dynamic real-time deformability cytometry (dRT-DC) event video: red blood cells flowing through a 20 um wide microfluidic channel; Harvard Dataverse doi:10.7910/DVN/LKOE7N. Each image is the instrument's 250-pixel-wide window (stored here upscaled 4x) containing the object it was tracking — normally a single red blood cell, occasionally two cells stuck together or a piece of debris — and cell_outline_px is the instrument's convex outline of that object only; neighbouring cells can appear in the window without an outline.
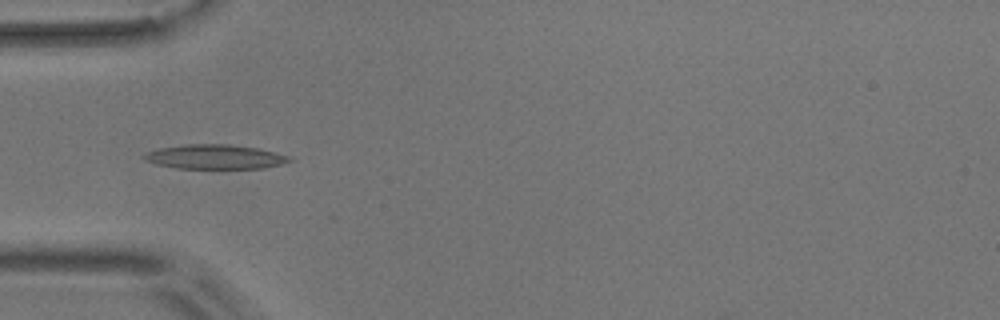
{"species": "common noctule bat (a hibernating species)", "species_latin": "Nyctalus noctula", "temperature_condition": "room temperature", "stored_images_in_passage": 6, "camera_frame_rate_fps": 3000, "um_per_image_px": 0.085, "animal": {"sex": "male", "body_mass_g": 17.9}, "frame": {"image": 1, "passage_image": 5, "time_ms": 4.667, "image_size_px": [1000, 320], "cell_outline_px": [[292, 160], [280, 164], [264, 168], [176, 168], [156, 164], [144, 160], [140, 156], [148, 152], [160, 148], [184, 144], [228, 144], [256, 148], [276, 152], [288, 156]], "centroid_in_image_um": [18.23, 13.32], "position_along_channel_um": 66.8, "area_um2": 20.52}}
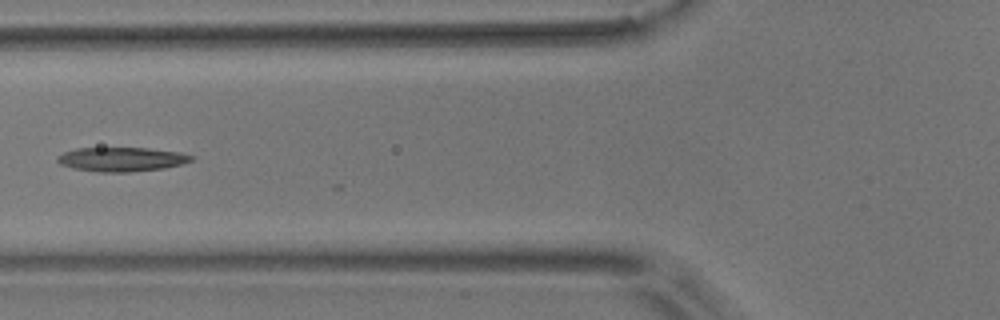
{"frame": {"image": 2, "passage_image": 6, "time_ms": 6.0, "image_size_px": [1000, 320], "cell_outline_px": [[196, 156], [192, 160], [180, 164], [164, 168], [128, 172], [96, 172], [72, 168], [60, 164], [56, 160], [56, 156], [64, 152], [76, 148], [148, 148], [180, 152]], "centroid_in_image_um": [10.31, 13.54], "position_along_channel_um": 115.5, "area_um2": 18.96}}